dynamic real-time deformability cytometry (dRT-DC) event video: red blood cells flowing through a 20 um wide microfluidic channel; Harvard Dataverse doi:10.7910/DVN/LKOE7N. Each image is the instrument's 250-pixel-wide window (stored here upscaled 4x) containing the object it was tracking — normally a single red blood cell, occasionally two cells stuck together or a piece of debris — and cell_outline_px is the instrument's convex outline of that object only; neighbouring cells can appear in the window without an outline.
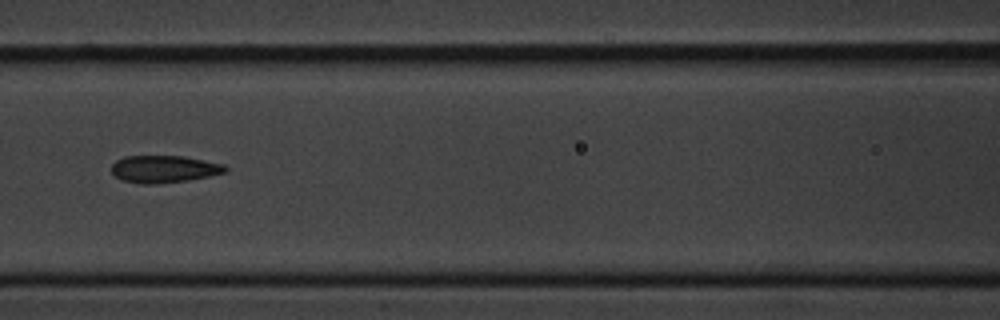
{"species": "common noctule bat (a hibernating species)", "species_latin": "Nyctalus noctula", "temperature_condition": "cold", "stored_images_in_passage": 9, "camera_frame_rate_fps": 3000, "um_per_image_px": 0.085, "animal": {"sex": "male", "body_mass_g": 20.1, "forearm_length_mm": 53.5}, "frame": {"image": 1, "passage_image": 6, "time_ms": 6.0, "image_size_px": [1000, 320], "cell_outline_px": [[228, 172], [188, 180], [152, 184], [140, 184], [120, 180], [112, 172], [112, 164], [116, 160], [124, 156], [184, 156], [224, 164], [228, 168]], "centroid_in_image_um": [13.94, 14.37], "position_along_channel_um": 152.7, "area_um2": 18.15}}
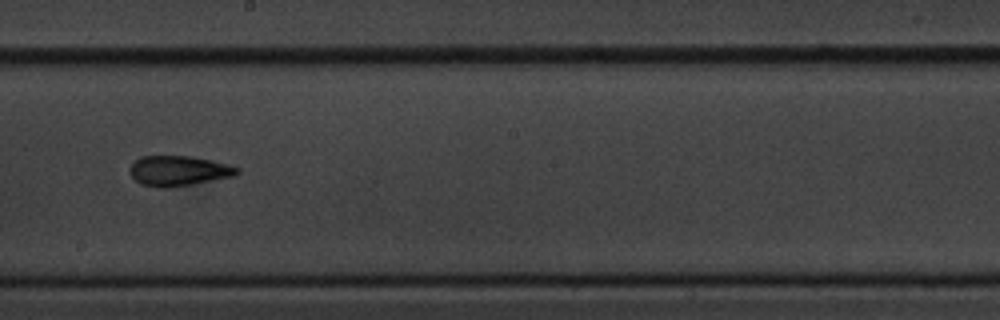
{"frame": {"image": 2, "passage_image": 8, "time_ms": 8.333, "image_size_px": [1000, 320], "cell_outline_px": [[240, 172], [236, 176], [192, 184], [168, 188], [160, 188], [140, 184], [128, 172], [128, 168], [140, 156], [188, 156], [228, 164], [240, 168]], "centroid_in_image_um": [15.17, 14.53], "position_along_channel_um": 233.0, "area_um2": 18.9}}
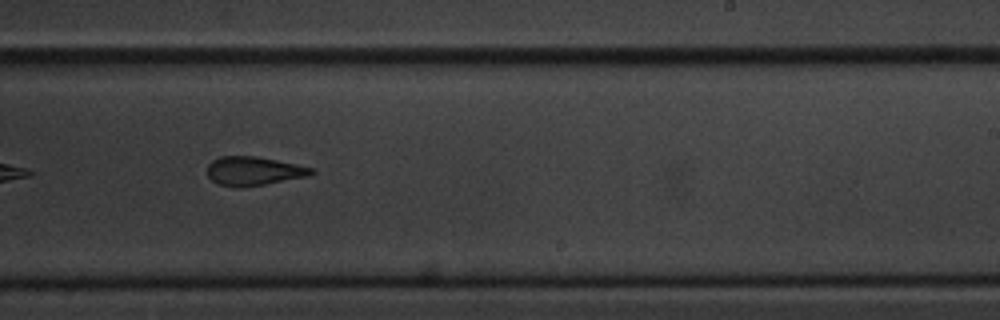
{"frame": {"image": 3, "passage_image": 9, "time_ms": 9.333, "image_size_px": [1000, 320], "cell_outline_px": [[316, 172], [308, 176], [264, 184], [240, 188], [236, 188], [216, 184], [208, 176], [208, 164], [212, 160], [220, 156], [256, 156], [276, 160], [312, 168]], "centroid_in_image_um": [21.51, 14.54], "position_along_channel_um": 267.5, "area_um2": 17.46}}